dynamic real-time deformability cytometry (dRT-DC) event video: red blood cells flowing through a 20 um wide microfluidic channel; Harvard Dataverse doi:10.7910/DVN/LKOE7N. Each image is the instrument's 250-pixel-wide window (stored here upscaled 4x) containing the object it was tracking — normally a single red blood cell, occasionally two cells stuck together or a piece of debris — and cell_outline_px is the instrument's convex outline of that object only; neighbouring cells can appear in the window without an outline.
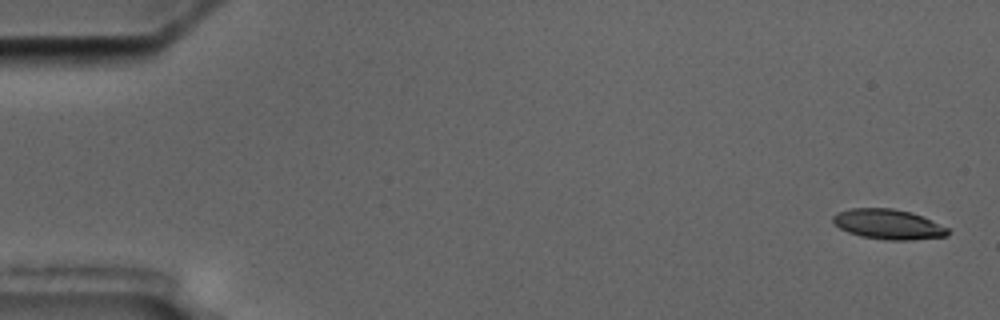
{"species": "common noctule bat (a hibernating species)", "species_latin": "Nyctalus noctula", "temperature_condition": "cold", "stored_images_in_passage": 7, "camera_frame_rate_fps": 3000, "um_per_image_px": 0.085, "animal": {"sex": "male", "body_mass_g": 17.5, "forearm_length_mm": 52.3}, "frame": {"image": 1, "passage_image": 1, "time_ms": 0.0, "image_size_px": [1000, 320], "cell_outline_px": [[948, 236], [912, 240], [884, 240], [860, 236], [848, 232], [840, 228], [832, 220], [832, 216], [840, 212], [852, 208], [892, 208], [912, 212], [948, 228]], "centroid_in_image_um": [75.5, 19.07], "position_along_channel_um": 9.5, "area_um2": 20.0}}
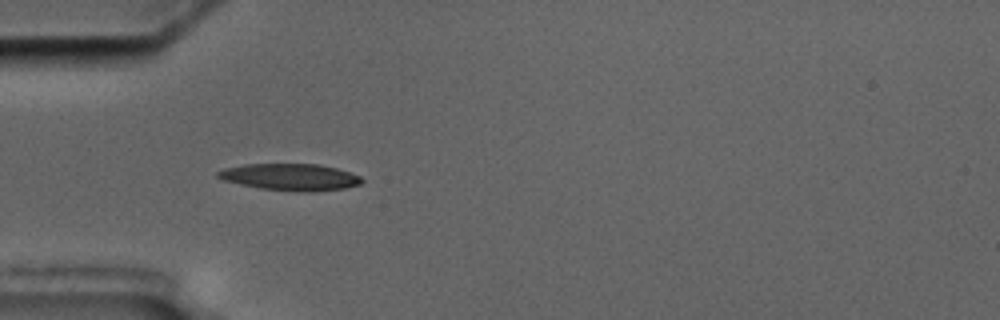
{"frame": {"image": 2, "passage_image": 5, "time_ms": 5.333, "image_size_px": [1000, 320], "cell_outline_px": [[364, 180], [360, 184], [344, 188], [312, 192], [296, 192], [260, 188], [220, 180], [216, 176], [216, 172], [224, 168], [244, 164], [320, 164], [336, 168], [360, 176]], "centroid_in_image_um": [24.64, 15.05], "position_along_channel_um": 60.4, "area_um2": 22.6}}
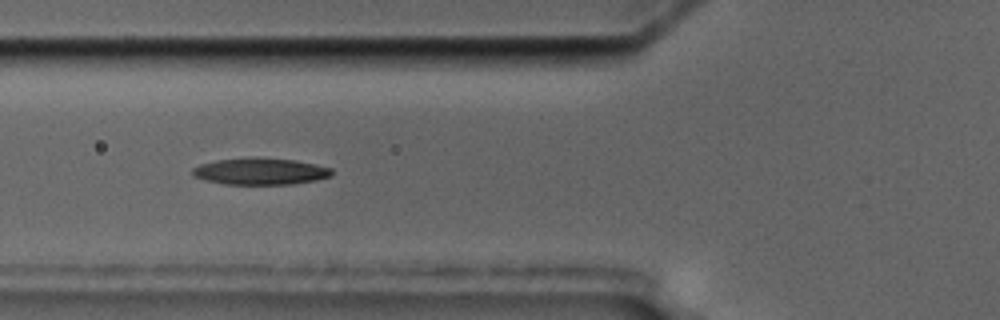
{"frame": {"image": 3, "passage_image": 6, "time_ms": 6.667, "image_size_px": [1000, 320], "cell_outline_px": [[332, 176], [316, 180], [292, 184], [224, 184], [204, 180], [192, 176], [192, 168], [200, 164], [216, 160], [252, 156], [296, 160], [316, 164], [332, 168]], "centroid_in_image_um": [22.11, 14.55], "position_along_channel_um": 103.7, "area_um2": 22.02}}